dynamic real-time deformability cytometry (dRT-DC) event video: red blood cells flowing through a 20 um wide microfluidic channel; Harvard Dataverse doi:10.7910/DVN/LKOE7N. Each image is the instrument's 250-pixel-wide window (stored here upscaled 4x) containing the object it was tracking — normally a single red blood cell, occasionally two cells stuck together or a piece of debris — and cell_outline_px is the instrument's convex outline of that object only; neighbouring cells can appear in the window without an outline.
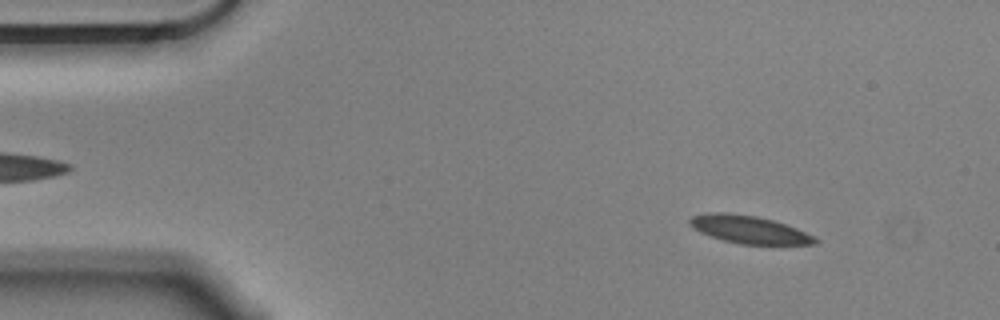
{"species": "Egyptian fruit bat (a non-hibernating species)", "species_latin": "Rousettus aegyptiacus", "temperature_condition": "cold", "stored_images_in_passage": 56, "camera_frame_rate_fps": 3000, "um_per_image_px": 0.085, "animal": {"sex": "male"}, "frame": {"image": 1, "passage_image": 6, "time_ms": 1.667, "image_size_px": [1000, 320], "cell_outline_px": [[820, 240], [816, 244], [740, 244], [724, 240], [700, 232], [692, 228], [688, 224], [688, 220], [692, 216], [708, 212], [728, 212], [756, 216], [772, 220], [796, 228], [816, 236]], "centroid_in_image_um": [63.66, 19.5], "position_along_channel_um": 21.3, "area_um2": 20.29}}
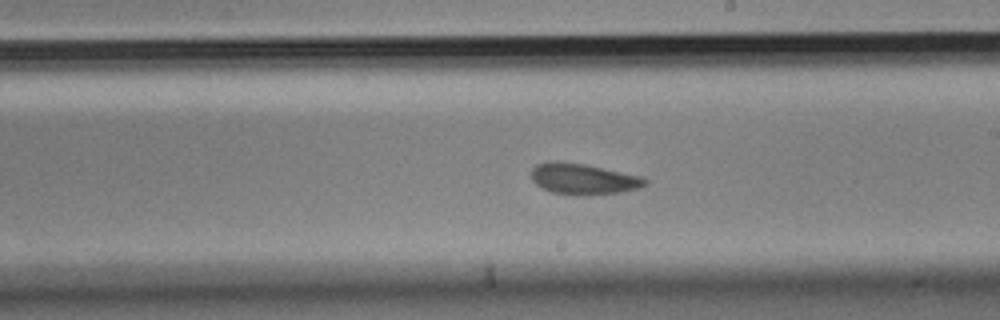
{"frame": {"image": 2, "passage_image": 31, "time_ms": 10.0, "image_size_px": [1000, 320], "cell_outline_px": [[648, 184], [640, 188], [620, 192], [584, 196], [572, 196], [552, 192], [540, 188], [532, 180], [532, 168], [536, 164], [548, 160], [556, 160], [584, 164], [644, 176], [648, 180]], "centroid_in_image_um": [49.58, 15.21], "position_along_channel_um": 239.4, "area_um2": 21.1}}
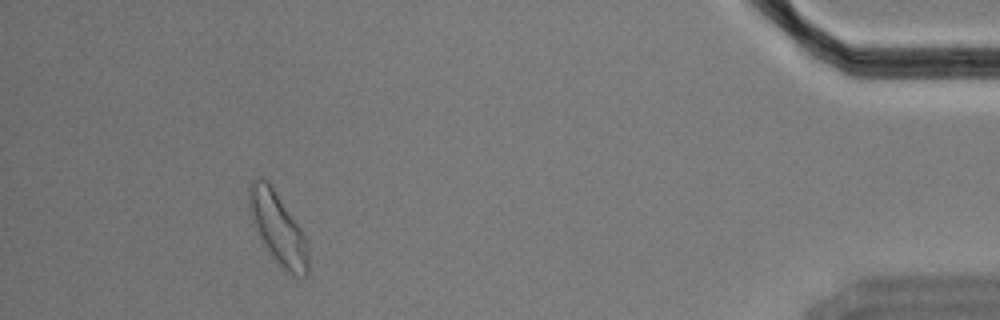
{"frame": {"image": 3, "passage_image": 51, "time_ms": 16.667, "image_size_px": [1000, 320], "cell_outline_px": [[308, 276], [296, 276], [284, 268], [260, 244], [252, 224], [248, 204], [248, 184], [252, 180], [268, 180], [300, 228], [308, 244]], "centroid_in_image_um": [23.58, 19.4], "position_along_channel_um": 411.6, "area_um2": 24.74}, "authors_computed_cell_mechanics": {"area_um2": 20.7502, "velocity_mm_per_s": 3.5173, "shape_relaxation_time_tau1_ms": 5.2685, "shape_relaxation_time_tau2_ms": 2.72, "deformation_change_tau1": 0.0969, "deformation_change_tau2": 0.0777}}